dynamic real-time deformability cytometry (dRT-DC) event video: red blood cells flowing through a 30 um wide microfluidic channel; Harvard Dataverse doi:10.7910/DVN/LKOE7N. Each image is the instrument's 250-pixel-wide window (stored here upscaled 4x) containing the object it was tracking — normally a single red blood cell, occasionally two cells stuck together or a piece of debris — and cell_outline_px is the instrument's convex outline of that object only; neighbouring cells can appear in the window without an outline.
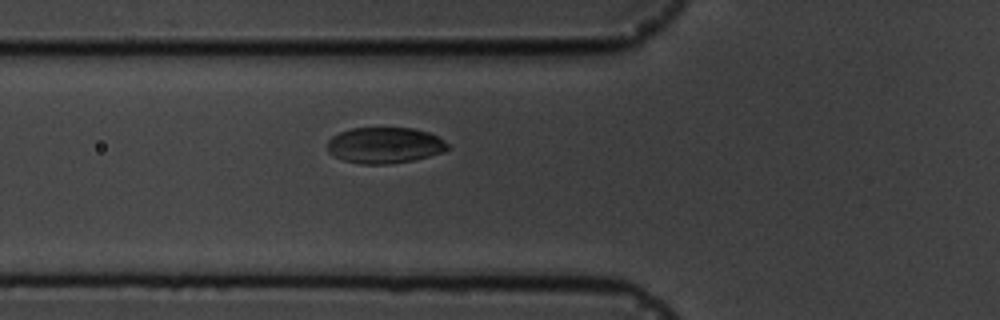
{"species": "common noctule bat (a hibernating species)", "species_latin": "Nyctalus noctula", "temperature_condition": "cold", "stored_images_in_passage": 6, "camera_frame_rate_fps": 3000, "um_per_image_px": 0.085, "animal": {"sex": "male", "body_mass_g": 19.5, "forearm_length_mm": 54.6}, "frame": {"image": 1, "passage_image": 6, "time_ms": 5.667, "image_size_px": [1000, 320], "cell_outline_px": [[452, 148], [428, 156], [412, 160], [388, 164], [360, 164], [344, 160], [328, 152], [328, 140], [332, 136], [340, 132], [352, 128], [412, 128], [428, 132], [444, 140]], "centroid_in_image_um": [32.7, 12.34], "position_along_channel_um": 93.1, "area_um2": 25.09}}